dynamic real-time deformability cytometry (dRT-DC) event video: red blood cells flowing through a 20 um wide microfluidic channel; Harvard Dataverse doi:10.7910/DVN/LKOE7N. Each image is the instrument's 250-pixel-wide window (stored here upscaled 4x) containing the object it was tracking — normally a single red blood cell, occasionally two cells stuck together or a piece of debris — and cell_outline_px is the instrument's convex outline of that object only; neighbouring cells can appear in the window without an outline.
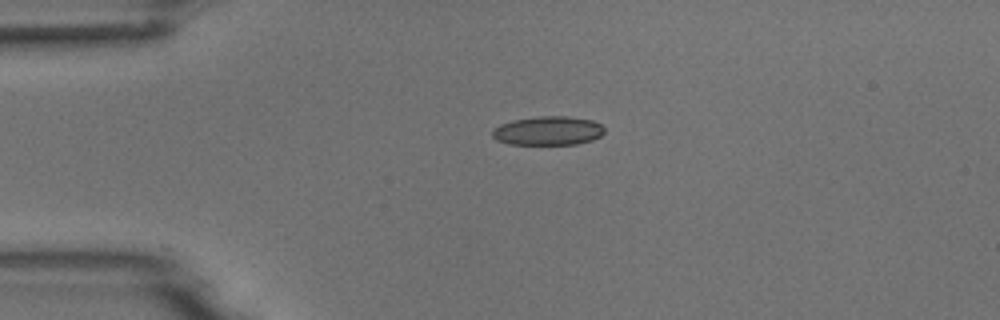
{"species": "common noctule bat (a hibernating species)", "species_latin": "Nyctalus noctula", "temperature_condition": "room temperature", "stored_images_in_passage": 1, "camera_frame_rate_fps": 3000, "um_per_image_px": 0.085, "animal": {"sex": "male", "body_mass_g": 18.8}, "frame": {"image": 1, "passage_image": 1, "time_ms": 0.0, "image_size_px": [1000, 320], "cell_outline_px": [[604, 132], [600, 136], [592, 140], [576, 144], [508, 144], [496, 140], [492, 136], [492, 132], [500, 124], [512, 120], [540, 116], [568, 116], [592, 120], [600, 124], [604, 128]], "centroid_in_image_um": [46.58, 11.11], "position_along_channel_um": 38.4, "area_um2": 18.84}}